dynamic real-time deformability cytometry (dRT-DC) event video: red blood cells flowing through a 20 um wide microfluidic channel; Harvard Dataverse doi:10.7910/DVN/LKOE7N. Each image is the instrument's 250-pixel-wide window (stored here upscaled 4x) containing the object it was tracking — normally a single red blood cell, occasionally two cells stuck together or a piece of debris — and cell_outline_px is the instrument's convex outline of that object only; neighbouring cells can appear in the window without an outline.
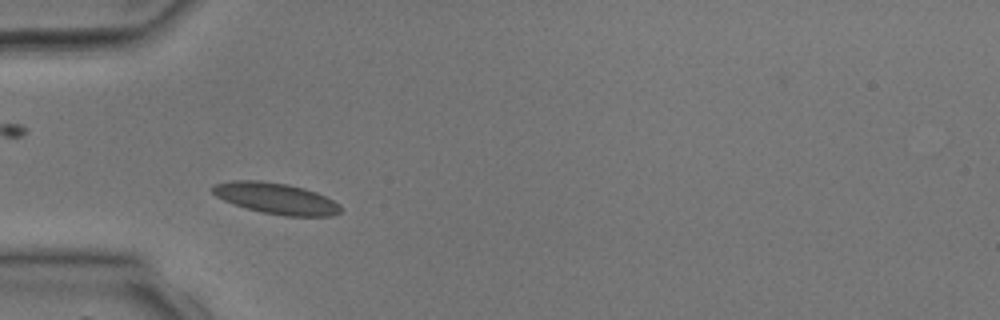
{"species": "common noctule bat (a hibernating species)", "species_latin": "Nyctalus noctula", "temperature_condition": "room temperature", "stored_images_in_passage": 2, "camera_frame_rate_fps": 3000, "um_per_image_px": 0.085, "animal": {"sex": "male", "body_mass_g": 17.9, "forearm_length_mm": 54.2}, "frame": {"image": 1, "passage_image": 2, "time_ms": 2.0, "image_size_px": [1000, 320], "cell_outline_px": [[340, 212], [332, 216], [284, 216], [260, 212], [224, 200], [216, 196], [208, 188], [212, 184], [232, 180], [260, 180], [288, 184], [304, 188], [316, 192], [340, 204]], "centroid_in_image_um": [23.42, 16.85], "position_along_channel_um": 61.6, "area_um2": 23.29}}